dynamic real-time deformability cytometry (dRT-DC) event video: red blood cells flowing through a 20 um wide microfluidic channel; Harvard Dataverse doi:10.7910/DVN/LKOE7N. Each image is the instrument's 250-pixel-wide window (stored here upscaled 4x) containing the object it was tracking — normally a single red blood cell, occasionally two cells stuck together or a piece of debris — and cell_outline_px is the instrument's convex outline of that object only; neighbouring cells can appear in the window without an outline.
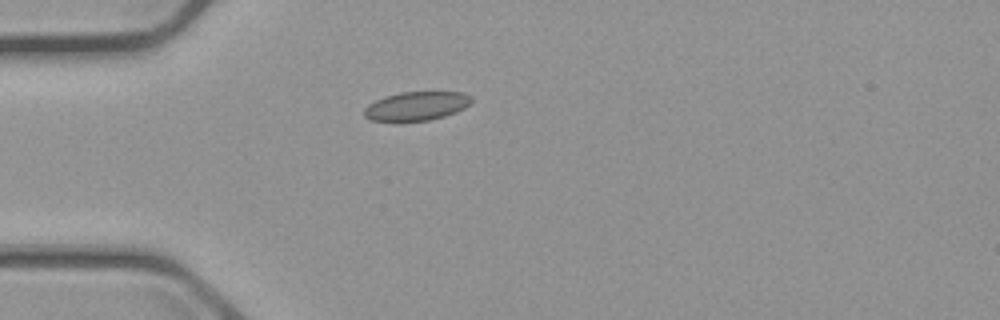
{"species": "common noctule bat (a hibernating species)", "species_latin": "Nyctalus noctula", "temperature_condition": "cold", "stored_images_in_passage": 1, "camera_frame_rate_fps": 3000, "um_per_image_px": 0.085, "animal": {"sex": "male", "body_mass_g": 23.1, "forearm_length_mm": 52.7}, "frame": {"image": 1, "passage_image": 1, "time_ms": 0.0, "image_size_px": [1000, 320], "cell_outline_px": [[472, 100], [464, 108], [456, 112], [444, 116], [428, 120], [372, 120], [364, 116], [364, 108], [368, 104], [384, 96], [400, 92], [464, 92], [472, 96]], "centroid_in_image_um": [35.41, 8.99], "position_along_channel_um": 49.6, "area_um2": 17.8}}